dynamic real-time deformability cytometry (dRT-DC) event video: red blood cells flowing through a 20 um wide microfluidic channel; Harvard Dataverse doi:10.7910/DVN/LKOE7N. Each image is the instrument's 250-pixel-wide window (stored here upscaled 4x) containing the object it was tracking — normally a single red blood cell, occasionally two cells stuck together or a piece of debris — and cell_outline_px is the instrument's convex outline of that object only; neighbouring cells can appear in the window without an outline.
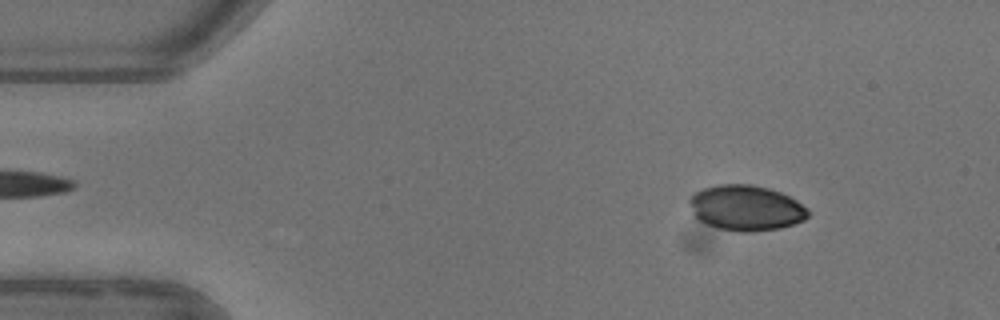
{"species": "common noctule bat (a hibernating species)", "species_latin": "Nyctalus noctula", "temperature_condition": "warm", "stored_images_in_passage": 3, "camera_frame_rate_fps": 3000, "um_per_image_px": 0.085, "animal": {"sex": "female"}, "frame": {"image": 1, "passage_image": 1, "time_ms": 0.0, "image_size_px": [1000, 320], "cell_outline_px": [[808, 216], [804, 220], [780, 228], [748, 232], [740, 232], [720, 228], [708, 224], [700, 220], [696, 216], [688, 200], [696, 192], [704, 188], [720, 184], [748, 184], [768, 188], [780, 192], [796, 200], [808, 208]], "centroid_in_image_um": [63.44, 17.67], "position_along_channel_um": 21.6, "area_um2": 30.98}}